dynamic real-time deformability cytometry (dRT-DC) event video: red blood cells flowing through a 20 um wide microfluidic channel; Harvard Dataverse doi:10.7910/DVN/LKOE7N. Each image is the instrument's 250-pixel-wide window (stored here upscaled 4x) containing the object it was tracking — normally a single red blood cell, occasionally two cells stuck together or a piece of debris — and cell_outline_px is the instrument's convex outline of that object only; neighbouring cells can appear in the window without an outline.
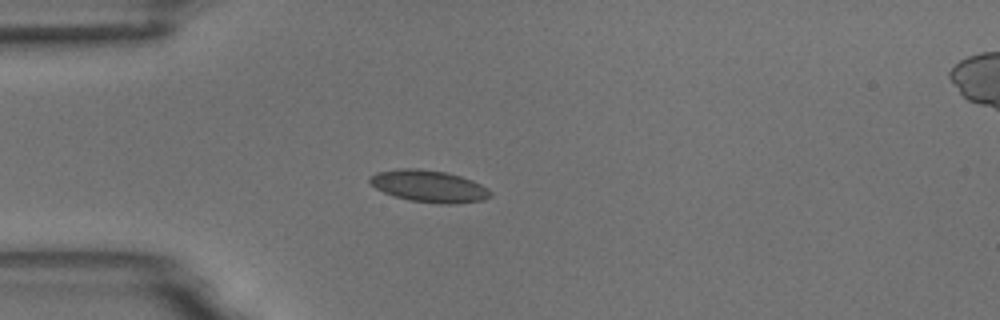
{"species": "common noctule bat (a hibernating species)", "species_latin": "Nyctalus noctula", "temperature_condition": "room temperature", "stored_images_in_passage": 3, "camera_frame_rate_fps": 3000, "um_per_image_px": 0.085, "animal": {"sex": "male", "body_mass_g": 18.8}, "frame": {"image": 1, "passage_image": 3, "time_ms": 3.0, "image_size_px": [1000, 320], "cell_outline_px": [[492, 196], [484, 200], [456, 204], [440, 204], [408, 200], [384, 192], [376, 188], [368, 180], [368, 176], [376, 172], [400, 168], [420, 168], [448, 172], [472, 180], [488, 188], [492, 192]], "centroid_in_image_um": [36.48, 15.82], "position_along_channel_um": 48.5, "area_um2": 22.72}}